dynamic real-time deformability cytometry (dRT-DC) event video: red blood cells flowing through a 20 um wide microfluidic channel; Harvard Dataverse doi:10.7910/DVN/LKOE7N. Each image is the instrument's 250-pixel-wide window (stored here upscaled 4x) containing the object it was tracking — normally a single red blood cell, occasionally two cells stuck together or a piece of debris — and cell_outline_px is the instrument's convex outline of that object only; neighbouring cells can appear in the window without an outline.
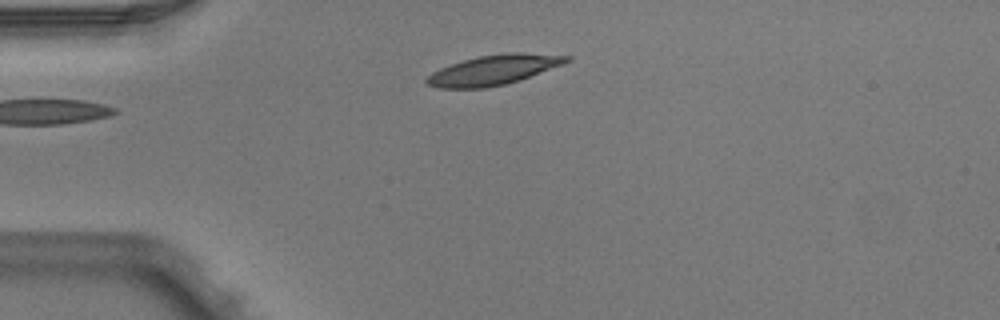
{"species": "Egyptian fruit bat (a non-hibernating species)", "species_latin": "Rousettus aegyptiacus", "temperature_condition": "warm", "stored_images_in_passage": 3, "camera_frame_rate_fps": 3000, "um_per_image_px": 0.085, "animal": {"sex": "male"}, "frame": {"image": 1, "passage_image": 3, "time_ms": 0.667, "image_size_px": [1000, 320], "cell_outline_px": [[572, 60], [564, 64], [520, 80], [504, 84], [484, 88], [436, 88], [424, 84], [424, 80], [432, 72], [440, 68], [464, 60], [480, 56], [508, 52], [524, 52], [572, 56]], "centroid_in_image_um": [41.97, 5.94], "position_along_channel_um": 43.0, "area_um2": 24.45}}